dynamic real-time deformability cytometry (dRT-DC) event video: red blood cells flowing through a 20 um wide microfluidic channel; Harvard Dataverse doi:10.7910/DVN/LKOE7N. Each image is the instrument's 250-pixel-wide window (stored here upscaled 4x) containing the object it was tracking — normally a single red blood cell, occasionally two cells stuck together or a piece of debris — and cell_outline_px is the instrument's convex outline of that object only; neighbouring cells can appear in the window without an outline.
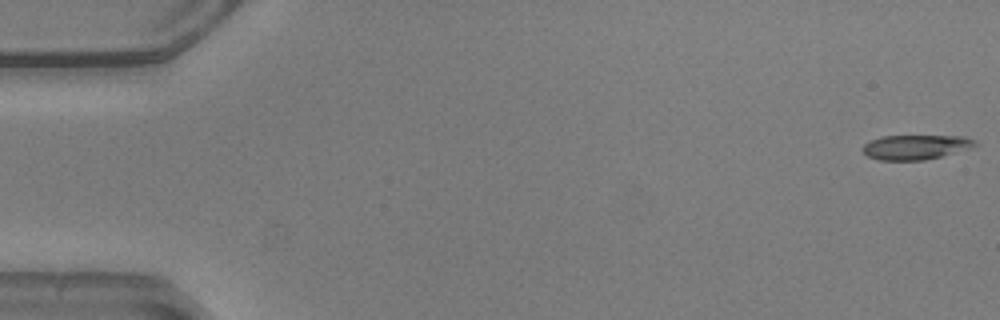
{"species": "common noctule bat (a hibernating species)", "species_latin": "Nyctalus noctula", "temperature_condition": "warm", "stored_images_in_passage": 51, "camera_frame_rate_fps": 3000, "um_per_image_px": 0.085, "animal": {"sex": "male", "body_mass_g": 20.5, "forearm_length_mm": 52.5}, "frame": {"image": 1, "passage_image": 1, "time_ms": 0.0, "image_size_px": [1000, 320], "cell_outline_px": [[980, 144], [968, 148], [940, 156], [924, 160], [880, 160], [868, 156], [860, 148], [868, 140], [880, 136], [964, 136], [976, 140]], "centroid_in_image_um": [77.79, 12.49], "position_along_channel_um": 7.2, "area_um2": 16.13}}
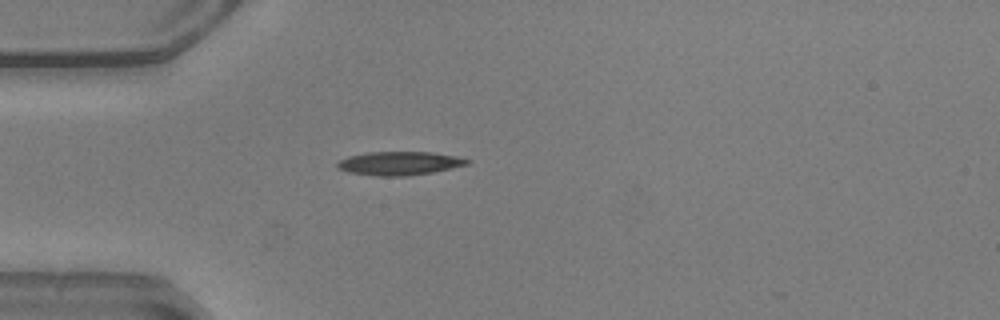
{"frame": {"image": 2, "passage_image": 15, "time_ms": 4.667, "image_size_px": [1000, 320], "cell_outline_px": [[472, 160], [468, 164], [452, 168], [432, 172], [408, 176], [376, 176], [348, 172], [336, 168], [336, 164], [340, 160], [348, 156], [368, 152], [432, 152], [456, 156]], "centroid_in_image_um": [33.94, 13.88], "position_along_channel_um": 51.1, "area_um2": 17.92}}
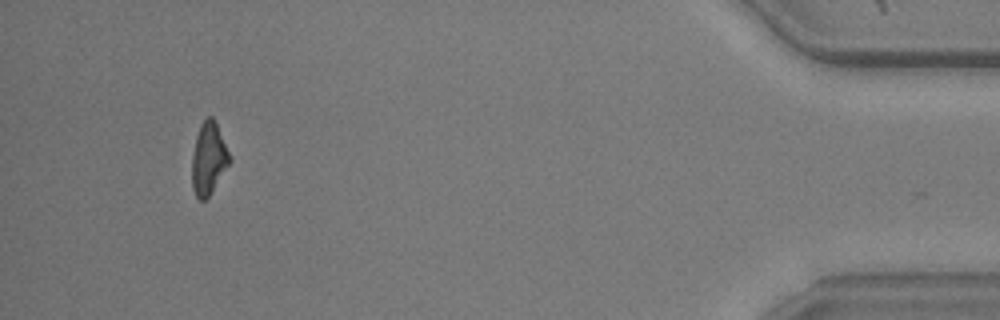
{"frame": {"image": 3, "passage_image": 49, "time_ms": 16.0, "image_size_px": [1000, 320], "cell_outline_px": [[232, 160], [208, 196], [204, 200], [200, 200], [196, 196], [192, 188], [192, 156], [196, 136], [200, 124], [208, 116], [212, 116], [232, 156]], "centroid_in_image_um": [17.74, 13.47], "position_along_channel_um": 417.5, "area_um2": 15.72}, "authors_computed_cell_mechanics": {"area_um2": 16.9354, "velocity_mm_per_s": 3.9362, "shape_relaxation_time_tau1_ms": 3.2912, "shape_relaxation_time_tau2_ms": 8.5649, "deformation_change_tau1": 0.1712, "deformation_change_tau2": 0.225}}